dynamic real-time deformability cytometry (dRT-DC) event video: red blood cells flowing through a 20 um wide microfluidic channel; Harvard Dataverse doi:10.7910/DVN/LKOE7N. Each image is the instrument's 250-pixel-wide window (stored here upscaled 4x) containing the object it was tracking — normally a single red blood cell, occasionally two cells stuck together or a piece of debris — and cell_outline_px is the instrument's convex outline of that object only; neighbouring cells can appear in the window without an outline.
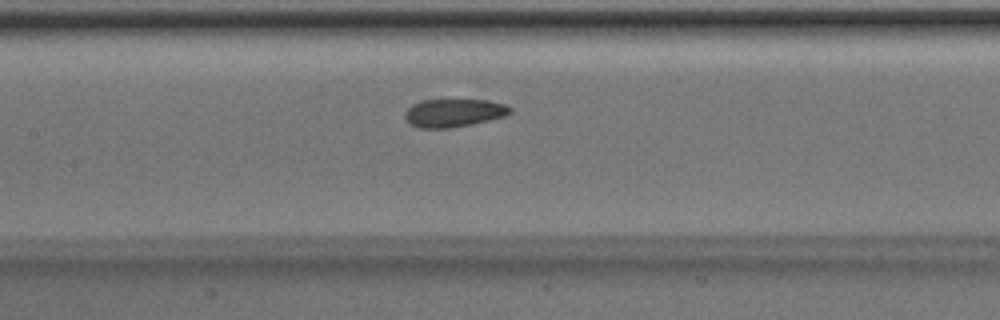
{"species": "Egyptian fruit bat (a non-hibernating species)", "species_latin": "Rousettus aegyptiacus", "temperature_condition": "room temperature", "stored_images_in_passage": 25, "camera_frame_rate_fps": 3000, "um_per_image_px": 0.085, "animal": {"sex": "male"}, "frame": {"image": 1, "passage_image": 17, "time_ms": 5.333, "image_size_px": [1000, 320], "cell_outline_px": [[512, 112], [504, 116], [472, 124], [448, 128], [420, 128], [408, 124], [404, 116], [404, 112], [412, 104], [420, 100], [448, 96], [456, 96], [488, 100], [504, 104], [512, 108]], "centroid_in_image_um": [38.53, 9.52], "position_along_channel_um": 168.9, "area_um2": 18.38}}
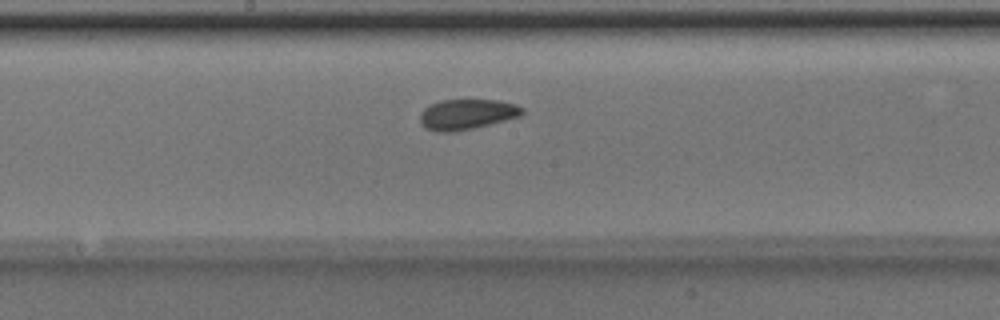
{"frame": {"image": 2, "passage_image": 20, "time_ms": 6.333, "image_size_px": [1000, 320], "cell_outline_px": [[524, 112], [520, 116], [472, 128], [452, 132], [436, 132], [424, 128], [420, 124], [420, 112], [424, 108], [440, 100], [500, 100], [516, 104], [524, 108]], "centroid_in_image_um": [39.65, 9.71], "position_along_channel_um": 208.5, "area_um2": 18.09}}
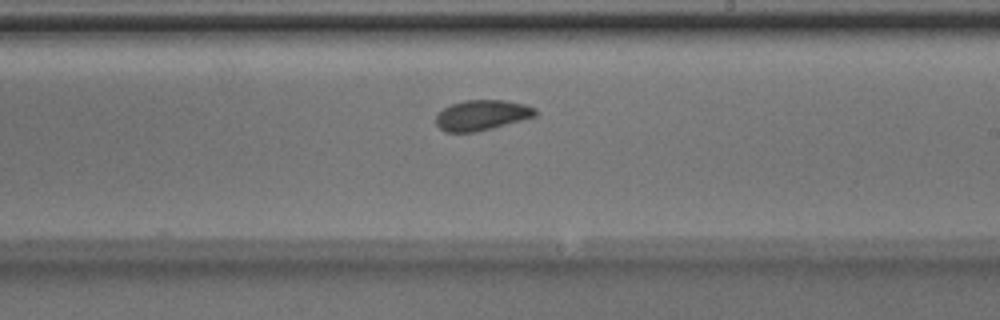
{"frame": {"image": 3, "passage_image": 23, "time_ms": 7.333, "image_size_px": [1000, 320], "cell_outline_px": [[536, 116], [492, 128], [476, 132], [444, 132], [436, 124], [436, 116], [444, 108], [452, 104], [464, 100], [504, 100], [524, 104], [536, 108]], "centroid_in_image_um": [40.95, 9.79], "position_along_channel_um": 248.0, "area_um2": 17.46}}